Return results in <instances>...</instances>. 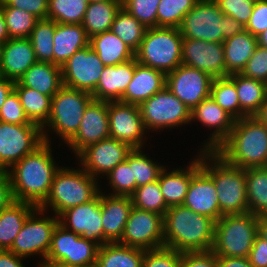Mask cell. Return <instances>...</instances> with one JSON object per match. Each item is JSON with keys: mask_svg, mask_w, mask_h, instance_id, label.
I'll list each match as a JSON object with an SVG mask.
<instances>
[{"mask_svg": "<svg viewBox=\"0 0 267 267\" xmlns=\"http://www.w3.org/2000/svg\"><path fill=\"white\" fill-rule=\"evenodd\" d=\"M52 152L51 143L44 142L7 170L15 201L30 203L35 207L45 202L54 175L60 168Z\"/></svg>", "mask_w": 267, "mask_h": 267, "instance_id": "6da1fadb", "label": "cell"}, {"mask_svg": "<svg viewBox=\"0 0 267 267\" xmlns=\"http://www.w3.org/2000/svg\"><path fill=\"white\" fill-rule=\"evenodd\" d=\"M215 222L183 205L170 207L163 216L164 247L178 252L210 251Z\"/></svg>", "mask_w": 267, "mask_h": 267, "instance_id": "7a4b0ae2", "label": "cell"}, {"mask_svg": "<svg viewBox=\"0 0 267 267\" xmlns=\"http://www.w3.org/2000/svg\"><path fill=\"white\" fill-rule=\"evenodd\" d=\"M215 152L242 169L267 167V126L254 116L235 120L228 138Z\"/></svg>", "mask_w": 267, "mask_h": 267, "instance_id": "3957f363", "label": "cell"}, {"mask_svg": "<svg viewBox=\"0 0 267 267\" xmlns=\"http://www.w3.org/2000/svg\"><path fill=\"white\" fill-rule=\"evenodd\" d=\"M200 167L214 181L222 215L249 212L246 169L230 165L215 151H200Z\"/></svg>", "mask_w": 267, "mask_h": 267, "instance_id": "277c9868", "label": "cell"}, {"mask_svg": "<svg viewBox=\"0 0 267 267\" xmlns=\"http://www.w3.org/2000/svg\"><path fill=\"white\" fill-rule=\"evenodd\" d=\"M101 180L92 177L81 166H60L56 171L45 202L39 207L59 216L65 210L93 200L103 188Z\"/></svg>", "mask_w": 267, "mask_h": 267, "instance_id": "5b68a950", "label": "cell"}, {"mask_svg": "<svg viewBox=\"0 0 267 267\" xmlns=\"http://www.w3.org/2000/svg\"><path fill=\"white\" fill-rule=\"evenodd\" d=\"M93 100L89 92L62 86L51 98V113L42 127L44 142L51 143L53 133L66 144L76 134L84 112Z\"/></svg>", "mask_w": 267, "mask_h": 267, "instance_id": "8992f818", "label": "cell"}, {"mask_svg": "<svg viewBox=\"0 0 267 267\" xmlns=\"http://www.w3.org/2000/svg\"><path fill=\"white\" fill-rule=\"evenodd\" d=\"M182 43L178 28H148L135 52V59L139 64L167 75L182 64Z\"/></svg>", "mask_w": 267, "mask_h": 267, "instance_id": "52a82bcc", "label": "cell"}, {"mask_svg": "<svg viewBox=\"0 0 267 267\" xmlns=\"http://www.w3.org/2000/svg\"><path fill=\"white\" fill-rule=\"evenodd\" d=\"M258 234V217L252 213L223 215L215 222L211 251L216 256L248 257Z\"/></svg>", "mask_w": 267, "mask_h": 267, "instance_id": "ba28073f", "label": "cell"}, {"mask_svg": "<svg viewBox=\"0 0 267 267\" xmlns=\"http://www.w3.org/2000/svg\"><path fill=\"white\" fill-rule=\"evenodd\" d=\"M47 214V211L37 207L27 217L9 251L25 259L39 256L41 260L38 265L43 263L51 246L53 231L59 223L58 216Z\"/></svg>", "mask_w": 267, "mask_h": 267, "instance_id": "9c48e42d", "label": "cell"}, {"mask_svg": "<svg viewBox=\"0 0 267 267\" xmlns=\"http://www.w3.org/2000/svg\"><path fill=\"white\" fill-rule=\"evenodd\" d=\"M147 132L155 133L191 124V110L166 86L139 105Z\"/></svg>", "mask_w": 267, "mask_h": 267, "instance_id": "30bf717a", "label": "cell"}, {"mask_svg": "<svg viewBox=\"0 0 267 267\" xmlns=\"http://www.w3.org/2000/svg\"><path fill=\"white\" fill-rule=\"evenodd\" d=\"M44 143L37 124H10L0 121V168L7 171Z\"/></svg>", "mask_w": 267, "mask_h": 267, "instance_id": "8fae6325", "label": "cell"}, {"mask_svg": "<svg viewBox=\"0 0 267 267\" xmlns=\"http://www.w3.org/2000/svg\"><path fill=\"white\" fill-rule=\"evenodd\" d=\"M99 246L79 234L55 227L45 261L61 262L76 267H96Z\"/></svg>", "mask_w": 267, "mask_h": 267, "instance_id": "7c38bea8", "label": "cell"}, {"mask_svg": "<svg viewBox=\"0 0 267 267\" xmlns=\"http://www.w3.org/2000/svg\"><path fill=\"white\" fill-rule=\"evenodd\" d=\"M223 15L214 0H199L178 27L183 38L223 42Z\"/></svg>", "mask_w": 267, "mask_h": 267, "instance_id": "4fadbf2b", "label": "cell"}, {"mask_svg": "<svg viewBox=\"0 0 267 267\" xmlns=\"http://www.w3.org/2000/svg\"><path fill=\"white\" fill-rule=\"evenodd\" d=\"M118 243L144 250L164 247L163 216L133 206Z\"/></svg>", "mask_w": 267, "mask_h": 267, "instance_id": "5bb4252c", "label": "cell"}, {"mask_svg": "<svg viewBox=\"0 0 267 267\" xmlns=\"http://www.w3.org/2000/svg\"><path fill=\"white\" fill-rule=\"evenodd\" d=\"M108 120L111 138L127 143L132 148H145L149 133L143 124L138 105L121 101L108 102Z\"/></svg>", "mask_w": 267, "mask_h": 267, "instance_id": "9a60e30c", "label": "cell"}, {"mask_svg": "<svg viewBox=\"0 0 267 267\" xmlns=\"http://www.w3.org/2000/svg\"><path fill=\"white\" fill-rule=\"evenodd\" d=\"M127 143L108 137L84 149L77 157L76 164L96 179L106 176L118 164L126 161L132 151Z\"/></svg>", "mask_w": 267, "mask_h": 267, "instance_id": "2e32d148", "label": "cell"}, {"mask_svg": "<svg viewBox=\"0 0 267 267\" xmlns=\"http://www.w3.org/2000/svg\"><path fill=\"white\" fill-rule=\"evenodd\" d=\"M212 81L209 74L181 64L166 75V88L192 111L210 97Z\"/></svg>", "mask_w": 267, "mask_h": 267, "instance_id": "e0dca14e", "label": "cell"}, {"mask_svg": "<svg viewBox=\"0 0 267 267\" xmlns=\"http://www.w3.org/2000/svg\"><path fill=\"white\" fill-rule=\"evenodd\" d=\"M182 205L215 221L223 216L214 181L200 167V151L191 157V180Z\"/></svg>", "mask_w": 267, "mask_h": 267, "instance_id": "ac0fdd59", "label": "cell"}, {"mask_svg": "<svg viewBox=\"0 0 267 267\" xmlns=\"http://www.w3.org/2000/svg\"><path fill=\"white\" fill-rule=\"evenodd\" d=\"M104 64L88 45L77 51L61 67L63 86L92 93L99 83Z\"/></svg>", "mask_w": 267, "mask_h": 267, "instance_id": "d6986e66", "label": "cell"}, {"mask_svg": "<svg viewBox=\"0 0 267 267\" xmlns=\"http://www.w3.org/2000/svg\"><path fill=\"white\" fill-rule=\"evenodd\" d=\"M197 122L211 130L207 135L208 138L202 140L204 141L202 145H198L200 149L197 151H216L228 138L234 127L235 119L209 97L191 111L190 123Z\"/></svg>", "mask_w": 267, "mask_h": 267, "instance_id": "ffe728a7", "label": "cell"}, {"mask_svg": "<svg viewBox=\"0 0 267 267\" xmlns=\"http://www.w3.org/2000/svg\"><path fill=\"white\" fill-rule=\"evenodd\" d=\"M110 137L108 102L93 100L86 108L79 129L66 143L75 158L87 147Z\"/></svg>", "mask_w": 267, "mask_h": 267, "instance_id": "44dd1931", "label": "cell"}, {"mask_svg": "<svg viewBox=\"0 0 267 267\" xmlns=\"http://www.w3.org/2000/svg\"><path fill=\"white\" fill-rule=\"evenodd\" d=\"M58 218L59 224L66 230L79 234L99 247L104 244L100 192L93 200L65 210Z\"/></svg>", "mask_w": 267, "mask_h": 267, "instance_id": "7402d4cb", "label": "cell"}, {"mask_svg": "<svg viewBox=\"0 0 267 267\" xmlns=\"http://www.w3.org/2000/svg\"><path fill=\"white\" fill-rule=\"evenodd\" d=\"M182 64L201 70L214 78H227L223 42L183 38Z\"/></svg>", "mask_w": 267, "mask_h": 267, "instance_id": "603a6c76", "label": "cell"}, {"mask_svg": "<svg viewBox=\"0 0 267 267\" xmlns=\"http://www.w3.org/2000/svg\"><path fill=\"white\" fill-rule=\"evenodd\" d=\"M37 62L29 38H9L0 46V75L14 82Z\"/></svg>", "mask_w": 267, "mask_h": 267, "instance_id": "cb8c5ba5", "label": "cell"}, {"mask_svg": "<svg viewBox=\"0 0 267 267\" xmlns=\"http://www.w3.org/2000/svg\"><path fill=\"white\" fill-rule=\"evenodd\" d=\"M100 206L104 243L118 242L133 207L131 197L108 195L100 189Z\"/></svg>", "mask_w": 267, "mask_h": 267, "instance_id": "d4e9b609", "label": "cell"}, {"mask_svg": "<svg viewBox=\"0 0 267 267\" xmlns=\"http://www.w3.org/2000/svg\"><path fill=\"white\" fill-rule=\"evenodd\" d=\"M135 71V58L115 66H105L96 89L94 100L120 101Z\"/></svg>", "mask_w": 267, "mask_h": 267, "instance_id": "484cf974", "label": "cell"}, {"mask_svg": "<svg viewBox=\"0 0 267 267\" xmlns=\"http://www.w3.org/2000/svg\"><path fill=\"white\" fill-rule=\"evenodd\" d=\"M166 86V75L151 67L139 64L135 59V71L121 102L140 105Z\"/></svg>", "mask_w": 267, "mask_h": 267, "instance_id": "4316f807", "label": "cell"}, {"mask_svg": "<svg viewBox=\"0 0 267 267\" xmlns=\"http://www.w3.org/2000/svg\"><path fill=\"white\" fill-rule=\"evenodd\" d=\"M53 44V64L62 67L77 51L89 45V38L82 24L56 23Z\"/></svg>", "mask_w": 267, "mask_h": 267, "instance_id": "83f0119b", "label": "cell"}, {"mask_svg": "<svg viewBox=\"0 0 267 267\" xmlns=\"http://www.w3.org/2000/svg\"><path fill=\"white\" fill-rule=\"evenodd\" d=\"M23 87L37 90L52 98L63 86L61 67L51 62L37 61L18 81Z\"/></svg>", "mask_w": 267, "mask_h": 267, "instance_id": "f1b7e54d", "label": "cell"}, {"mask_svg": "<svg viewBox=\"0 0 267 267\" xmlns=\"http://www.w3.org/2000/svg\"><path fill=\"white\" fill-rule=\"evenodd\" d=\"M191 180V158L187 166L164 167L158 177L160 190L168 208L182 205Z\"/></svg>", "mask_w": 267, "mask_h": 267, "instance_id": "f546056e", "label": "cell"}, {"mask_svg": "<svg viewBox=\"0 0 267 267\" xmlns=\"http://www.w3.org/2000/svg\"><path fill=\"white\" fill-rule=\"evenodd\" d=\"M257 46V37L245 29L224 41L223 49L227 74L241 73Z\"/></svg>", "mask_w": 267, "mask_h": 267, "instance_id": "4dcf8cb0", "label": "cell"}, {"mask_svg": "<svg viewBox=\"0 0 267 267\" xmlns=\"http://www.w3.org/2000/svg\"><path fill=\"white\" fill-rule=\"evenodd\" d=\"M89 46L104 66H115L135 58V52L111 30L89 38Z\"/></svg>", "mask_w": 267, "mask_h": 267, "instance_id": "1f68e13d", "label": "cell"}, {"mask_svg": "<svg viewBox=\"0 0 267 267\" xmlns=\"http://www.w3.org/2000/svg\"><path fill=\"white\" fill-rule=\"evenodd\" d=\"M30 203L14 201L0 212V250H9L25 223L36 209Z\"/></svg>", "mask_w": 267, "mask_h": 267, "instance_id": "d6a6232c", "label": "cell"}, {"mask_svg": "<svg viewBox=\"0 0 267 267\" xmlns=\"http://www.w3.org/2000/svg\"><path fill=\"white\" fill-rule=\"evenodd\" d=\"M229 77L235 82L241 108V118L254 116L267 97V83L243 76L240 73Z\"/></svg>", "mask_w": 267, "mask_h": 267, "instance_id": "836d02e7", "label": "cell"}, {"mask_svg": "<svg viewBox=\"0 0 267 267\" xmlns=\"http://www.w3.org/2000/svg\"><path fill=\"white\" fill-rule=\"evenodd\" d=\"M144 251L118 242L104 243L99 247L96 267H142Z\"/></svg>", "mask_w": 267, "mask_h": 267, "instance_id": "e575fe53", "label": "cell"}, {"mask_svg": "<svg viewBox=\"0 0 267 267\" xmlns=\"http://www.w3.org/2000/svg\"><path fill=\"white\" fill-rule=\"evenodd\" d=\"M121 7L122 0L89 3L81 23L88 38L111 30Z\"/></svg>", "mask_w": 267, "mask_h": 267, "instance_id": "d590c367", "label": "cell"}, {"mask_svg": "<svg viewBox=\"0 0 267 267\" xmlns=\"http://www.w3.org/2000/svg\"><path fill=\"white\" fill-rule=\"evenodd\" d=\"M246 191L249 213L267 217V167L246 169Z\"/></svg>", "mask_w": 267, "mask_h": 267, "instance_id": "8d00e7d4", "label": "cell"}, {"mask_svg": "<svg viewBox=\"0 0 267 267\" xmlns=\"http://www.w3.org/2000/svg\"><path fill=\"white\" fill-rule=\"evenodd\" d=\"M14 90L19 96L29 121L42 128L51 113V98L39 93L37 90L23 87L18 81L14 83Z\"/></svg>", "mask_w": 267, "mask_h": 267, "instance_id": "74e56055", "label": "cell"}, {"mask_svg": "<svg viewBox=\"0 0 267 267\" xmlns=\"http://www.w3.org/2000/svg\"><path fill=\"white\" fill-rule=\"evenodd\" d=\"M147 29L146 26L130 15L123 7L117 12L115 20L111 26V31L134 52L140 47Z\"/></svg>", "mask_w": 267, "mask_h": 267, "instance_id": "f35d334b", "label": "cell"}, {"mask_svg": "<svg viewBox=\"0 0 267 267\" xmlns=\"http://www.w3.org/2000/svg\"><path fill=\"white\" fill-rule=\"evenodd\" d=\"M106 187H110L106 194L112 196H131L137 188L133 173V149L127 156L126 161L118 164L106 176ZM108 180V181H107Z\"/></svg>", "mask_w": 267, "mask_h": 267, "instance_id": "ab89813d", "label": "cell"}, {"mask_svg": "<svg viewBox=\"0 0 267 267\" xmlns=\"http://www.w3.org/2000/svg\"><path fill=\"white\" fill-rule=\"evenodd\" d=\"M88 0H49L47 19L62 24H81Z\"/></svg>", "mask_w": 267, "mask_h": 267, "instance_id": "60d3db41", "label": "cell"}, {"mask_svg": "<svg viewBox=\"0 0 267 267\" xmlns=\"http://www.w3.org/2000/svg\"><path fill=\"white\" fill-rule=\"evenodd\" d=\"M210 97L235 120L241 119V108L235 82L230 78H214Z\"/></svg>", "mask_w": 267, "mask_h": 267, "instance_id": "b9f144b4", "label": "cell"}, {"mask_svg": "<svg viewBox=\"0 0 267 267\" xmlns=\"http://www.w3.org/2000/svg\"><path fill=\"white\" fill-rule=\"evenodd\" d=\"M56 22L49 19H40L29 37L37 61L53 64V36Z\"/></svg>", "mask_w": 267, "mask_h": 267, "instance_id": "7bdbcfd3", "label": "cell"}, {"mask_svg": "<svg viewBox=\"0 0 267 267\" xmlns=\"http://www.w3.org/2000/svg\"><path fill=\"white\" fill-rule=\"evenodd\" d=\"M130 197L132 205L140 210H146L164 216L168 209L158 180L137 187Z\"/></svg>", "mask_w": 267, "mask_h": 267, "instance_id": "ee69618b", "label": "cell"}, {"mask_svg": "<svg viewBox=\"0 0 267 267\" xmlns=\"http://www.w3.org/2000/svg\"><path fill=\"white\" fill-rule=\"evenodd\" d=\"M199 0H160L157 7V27L178 28L184 16Z\"/></svg>", "mask_w": 267, "mask_h": 267, "instance_id": "f6af8a7d", "label": "cell"}, {"mask_svg": "<svg viewBox=\"0 0 267 267\" xmlns=\"http://www.w3.org/2000/svg\"><path fill=\"white\" fill-rule=\"evenodd\" d=\"M9 38H29L39 19L33 14L13 7H0Z\"/></svg>", "mask_w": 267, "mask_h": 267, "instance_id": "bcb514c9", "label": "cell"}, {"mask_svg": "<svg viewBox=\"0 0 267 267\" xmlns=\"http://www.w3.org/2000/svg\"><path fill=\"white\" fill-rule=\"evenodd\" d=\"M147 154L144 148H133V173L137 187L158 180L161 170L167 165Z\"/></svg>", "mask_w": 267, "mask_h": 267, "instance_id": "7dc6e473", "label": "cell"}, {"mask_svg": "<svg viewBox=\"0 0 267 267\" xmlns=\"http://www.w3.org/2000/svg\"><path fill=\"white\" fill-rule=\"evenodd\" d=\"M160 0H122V7L147 28L157 27Z\"/></svg>", "mask_w": 267, "mask_h": 267, "instance_id": "c3c4849f", "label": "cell"}, {"mask_svg": "<svg viewBox=\"0 0 267 267\" xmlns=\"http://www.w3.org/2000/svg\"><path fill=\"white\" fill-rule=\"evenodd\" d=\"M142 267H182V252L166 247L145 250Z\"/></svg>", "mask_w": 267, "mask_h": 267, "instance_id": "681fc988", "label": "cell"}, {"mask_svg": "<svg viewBox=\"0 0 267 267\" xmlns=\"http://www.w3.org/2000/svg\"><path fill=\"white\" fill-rule=\"evenodd\" d=\"M224 15L231 16L238 22L247 25L251 17L254 3L253 0H214Z\"/></svg>", "mask_w": 267, "mask_h": 267, "instance_id": "f907efd6", "label": "cell"}, {"mask_svg": "<svg viewBox=\"0 0 267 267\" xmlns=\"http://www.w3.org/2000/svg\"><path fill=\"white\" fill-rule=\"evenodd\" d=\"M0 121L10 124H35L29 121L18 94L13 90L0 110Z\"/></svg>", "mask_w": 267, "mask_h": 267, "instance_id": "816d5d0a", "label": "cell"}, {"mask_svg": "<svg viewBox=\"0 0 267 267\" xmlns=\"http://www.w3.org/2000/svg\"><path fill=\"white\" fill-rule=\"evenodd\" d=\"M240 74L267 83V48L258 45Z\"/></svg>", "mask_w": 267, "mask_h": 267, "instance_id": "f5cc1de1", "label": "cell"}, {"mask_svg": "<svg viewBox=\"0 0 267 267\" xmlns=\"http://www.w3.org/2000/svg\"><path fill=\"white\" fill-rule=\"evenodd\" d=\"M49 0H0V7L25 10L40 19H47Z\"/></svg>", "mask_w": 267, "mask_h": 267, "instance_id": "db71d44e", "label": "cell"}, {"mask_svg": "<svg viewBox=\"0 0 267 267\" xmlns=\"http://www.w3.org/2000/svg\"><path fill=\"white\" fill-rule=\"evenodd\" d=\"M267 29V0H256L245 30L258 37Z\"/></svg>", "mask_w": 267, "mask_h": 267, "instance_id": "11a10c76", "label": "cell"}, {"mask_svg": "<svg viewBox=\"0 0 267 267\" xmlns=\"http://www.w3.org/2000/svg\"><path fill=\"white\" fill-rule=\"evenodd\" d=\"M182 267H218L217 256L211 250L182 252Z\"/></svg>", "mask_w": 267, "mask_h": 267, "instance_id": "9f6ffc18", "label": "cell"}, {"mask_svg": "<svg viewBox=\"0 0 267 267\" xmlns=\"http://www.w3.org/2000/svg\"><path fill=\"white\" fill-rule=\"evenodd\" d=\"M248 259L253 267H267V241L262 239L258 234Z\"/></svg>", "mask_w": 267, "mask_h": 267, "instance_id": "6f0895ef", "label": "cell"}, {"mask_svg": "<svg viewBox=\"0 0 267 267\" xmlns=\"http://www.w3.org/2000/svg\"><path fill=\"white\" fill-rule=\"evenodd\" d=\"M14 201L9 175L3 171L0 173V212Z\"/></svg>", "mask_w": 267, "mask_h": 267, "instance_id": "680465c9", "label": "cell"}, {"mask_svg": "<svg viewBox=\"0 0 267 267\" xmlns=\"http://www.w3.org/2000/svg\"><path fill=\"white\" fill-rule=\"evenodd\" d=\"M245 26L231 16L223 15V42L242 32Z\"/></svg>", "mask_w": 267, "mask_h": 267, "instance_id": "91938a15", "label": "cell"}, {"mask_svg": "<svg viewBox=\"0 0 267 267\" xmlns=\"http://www.w3.org/2000/svg\"><path fill=\"white\" fill-rule=\"evenodd\" d=\"M25 258L17 256L9 250H0V267H25Z\"/></svg>", "mask_w": 267, "mask_h": 267, "instance_id": "94428289", "label": "cell"}, {"mask_svg": "<svg viewBox=\"0 0 267 267\" xmlns=\"http://www.w3.org/2000/svg\"><path fill=\"white\" fill-rule=\"evenodd\" d=\"M218 267H253L248 257L217 256Z\"/></svg>", "mask_w": 267, "mask_h": 267, "instance_id": "6125c7cd", "label": "cell"}, {"mask_svg": "<svg viewBox=\"0 0 267 267\" xmlns=\"http://www.w3.org/2000/svg\"><path fill=\"white\" fill-rule=\"evenodd\" d=\"M14 81L0 75V110L9 94L14 90Z\"/></svg>", "mask_w": 267, "mask_h": 267, "instance_id": "be15d7a7", "label": "cell"}, {"mask_svg": "<svg viewBox=\"0 0 267 267\" xmlns=\"http://www.w3.org/2000/svg\"><path fill=\"white\" fill-rule=\"evenodd\" d=\"M9 39V34L5 24V18L0 9V46L3 45Z\"/></svg>", "mask_w": 267, "mask_h": 267, "instance_id": "e7e4bbea", "label": "cell"}, {"mask_svg": "<svg viewBox=\"0 0 267 267\" xmlns=\"http://www.w3.org/2000/svg\"><path fill=\"white\" fill-rule=\"evenodd\" d=\"M254 117L261 123L267 126V97L265 101L260 106L258 112L254 115Z\"/></svg>", "mask_w": 267, "mask_h": 267, "instance_id": "03108f58", "label": "cell"}, {"mask_svg": "<svg viewBox=\"0 0 267 267\" xmlns=\"http://www.w3.org/2000/svg\"><path fill=\"white\" fill-rule=\"evenodd\" d=\"M258 235L267 241V217H258Z\"/></svg>", "mask_w": 267, "mask_h": 267, "instance_id": "003e7915", "label": "cell"}, {"mask_svg": "<svg viewBox=\"0 0 267 267\" xmlns=\"http://www.w3.org/2000/svg\"><path fill=\"white\" fill-rule=\"evenodd\" d=\"M37 267H76V266L67 265L61 262L44 261L43 263L39 264Z\"/></svg>", "mask_w": 267, "mask_h": 267, "instance_id": "a7ac6f4b", "label": "cell"}, {"mask_svg": "<svg viewBox=\"0 0 267 267\" xmlns=\"http://www.w3.org/2000/svg\"><path fill=\"white\" fill-rule=\"evenodd\" d=\"M257 40L259 46L267 48V29L257 37Z\"/></svg>", "mask_w": 267, "mask_h": 267, "instance_id": "89a4df30", "label": "cell"}, {"mask_svg": "<svg viewBox=\"0 0 267 267\" xmlns=\"http://www.w3.org/2000/svg\"><path fill=\"white\" fill-rule=\"evenodd\" d=\"M104 1H114V0H88L89 3H98V2H104Z\"/></svg>", "mask_w": 267, "mask_h": 267, "instance_id": "2644e50d", "label": "cell"}]
</instances>
